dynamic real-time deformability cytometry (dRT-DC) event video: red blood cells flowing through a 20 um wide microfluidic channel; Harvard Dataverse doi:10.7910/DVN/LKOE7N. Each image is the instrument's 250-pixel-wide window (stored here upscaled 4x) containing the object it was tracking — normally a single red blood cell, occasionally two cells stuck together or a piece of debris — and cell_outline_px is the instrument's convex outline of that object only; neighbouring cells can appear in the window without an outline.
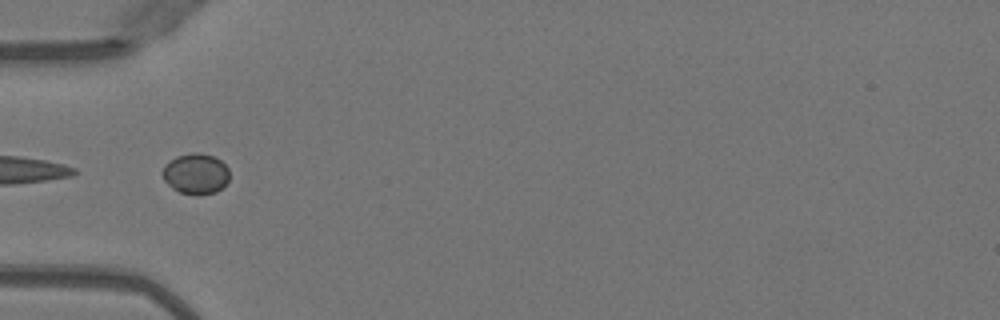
{"species": "Egyptian fruit bat (a non-hibernating species)", "species_latin": "Rousettus aegyptiacus", "temperature_condition": "warm", "stored_images_in_passage": 35, "camera_frame_rate_fps": 3000, "um_per_image_px": 0.085, "animal": {"sex": "female"}, "frame": {"image": 1, "passage_image": 1, "time_ms": 0.0, "image_size_px": [1000, 320], "cell_outline_px": [[228, 180], [216, 192], [200, 196], [196, 196], [180, 192], [172, 188], [164, 180], [164, 164], [176, 156], [192, 152], [200, 152], [212, 156], [220, 160], [228, 168]], "centroid_in_image_um": [16.64, 14.77], "position_along_channel_um": 68.4, "area_um2": 15.84}}
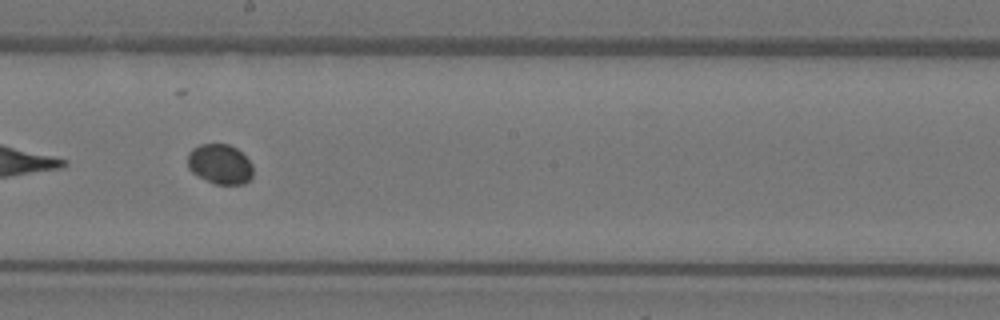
{"frame": {"image": 2, "passage_image": 13, "time_ms": 4.0, "image_size_px": [1000, 320], "cell_outline_px": [[252, 176], [244, 184], [216, 184], [192, 172], [188, 168], [188, 152], [192, 148], [200, 144], [228, 144], [236, 148], [252, 164]], "centroid_in_image_um": [18.68, 13.94], "position_along_channel_um": 229.5, "area_um2": 15.03}}
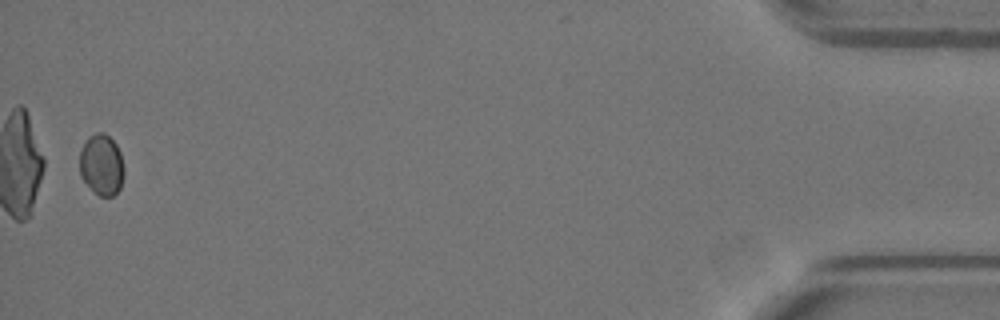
{"frame": {"image": 3, "passage_image": 34, "time_ms": 11.0, "image_size_px": [1000, 320], "cell_outline_px": [[124, 172], [120, 188], [112, 196], [100, 196], [80, 176], [80, 148], [88, 136], [96, 132], [104, 132], [116, 144], [120, 152]], "centroid_in_image_um": [8.62, 13.96], "position_along_channel_um": 426.6, "area_um2": 15.66}}